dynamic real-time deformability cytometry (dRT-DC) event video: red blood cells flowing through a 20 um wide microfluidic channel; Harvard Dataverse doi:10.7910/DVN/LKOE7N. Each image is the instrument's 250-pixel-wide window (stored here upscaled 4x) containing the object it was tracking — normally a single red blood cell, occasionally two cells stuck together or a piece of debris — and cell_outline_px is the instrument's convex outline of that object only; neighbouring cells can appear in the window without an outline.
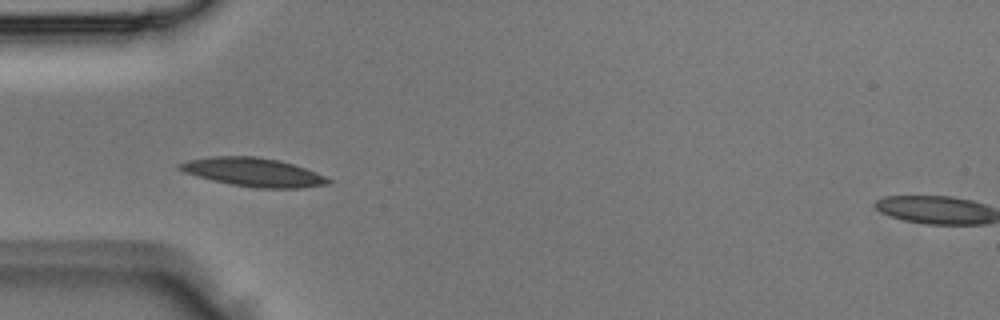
{"species": "Egyptian fruit bat (a non-hibernating species)", "species_latin": "Rousettus aegyptiacus", "temperature_condition": "room temperature", "stored_images_in_passage": 3, "camera_frame_rate_fps": 3000, "um_per_image_px": 0.085, "animal": {"sex": "male"}, "frame": {"image": 1, "passage_image": 3, "time_ms": 0.667, "image_size_px": [1000, 320], "cell_outline_px": [[332, 180], [328, 184], [300, 188], [256, 188], [232, 184], [212, 180], [184, 172], [176, 168], [176, 164], [188, 160], [212, 156], [256, 156], [280, 160], [316, 172]], "centroid_in_image_um": [21.51, 14.63], "position_along_channel_um": 63.5, "area_um2": 24.68}}